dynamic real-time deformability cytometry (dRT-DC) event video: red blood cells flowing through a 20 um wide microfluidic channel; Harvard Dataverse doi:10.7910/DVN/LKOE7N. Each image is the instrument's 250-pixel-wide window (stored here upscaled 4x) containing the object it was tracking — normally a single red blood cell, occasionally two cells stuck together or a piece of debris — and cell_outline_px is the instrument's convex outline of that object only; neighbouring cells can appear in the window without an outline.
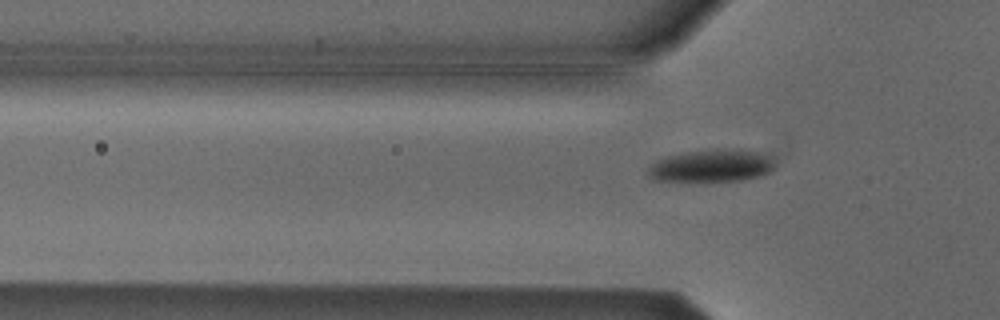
{"species": "Egyptian fruit bat (a non-hibernating species)", "species_latin": "Rousettus aegyptiacus", "temperature_condition": "cold", "stored_images_in_passage": 6, "segment_of_instrument_passage": [2, 2], "camera_frame_rate_fps": 3000, "um_per_image_px": 0.085, "animal": {"sex": "male"}, "frame": {"image": 1, "passage_image": 6, "time_ms": 1.667, "image_size_px": [1000, 320], "cell_outline_px": [[772, 168], [768, 172], [756, 176], [740, 180], [704, 184], [652, 180], [648, 172], [648, 168], [656, 160], [668, 156], [688, 152], [716, 148], [720, 148], [760, 152], [772, 164]], "centroid_in_image_um": [60.34, 14.15], "position_along_channel_um": 65.5, "area_um2": 24.28}}